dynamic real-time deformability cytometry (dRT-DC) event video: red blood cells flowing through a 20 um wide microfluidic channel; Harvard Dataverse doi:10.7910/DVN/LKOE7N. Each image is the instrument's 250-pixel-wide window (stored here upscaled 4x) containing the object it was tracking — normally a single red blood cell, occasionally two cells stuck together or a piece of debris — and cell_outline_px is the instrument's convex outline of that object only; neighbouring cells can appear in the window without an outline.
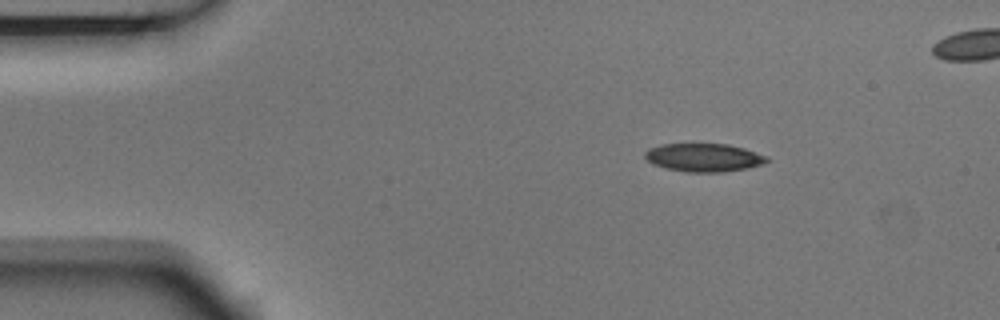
{"species": "Egyptian fruit bat (a non-hibernating species)", "species_latin": "Rousettus aegyptiacus", "temperature_condition": "room temperature", "stored_images_in_passage": 4, "camera_frame_rate_fps": 3000, "um_per_image_px": 0.085, "animal": {"sex": "male"}, "frame": {"image": 1, "passage_image": 1, "time_ms": 0.0, "image_size_px": [1000, 320], "cell_outline_px": [[768, 160], [764, 164], [748, 168], [724, 172], [684, 172], [664, 168], [652, 164], [644, 156], [644, 152], [648, 148], [660, 144], [728, 144], [744, 148], [768, 156]], "centroid_in_image_um": [59.81, 13.39], "position_along_channel_um": 25.2, "area_um2": 20.29}}